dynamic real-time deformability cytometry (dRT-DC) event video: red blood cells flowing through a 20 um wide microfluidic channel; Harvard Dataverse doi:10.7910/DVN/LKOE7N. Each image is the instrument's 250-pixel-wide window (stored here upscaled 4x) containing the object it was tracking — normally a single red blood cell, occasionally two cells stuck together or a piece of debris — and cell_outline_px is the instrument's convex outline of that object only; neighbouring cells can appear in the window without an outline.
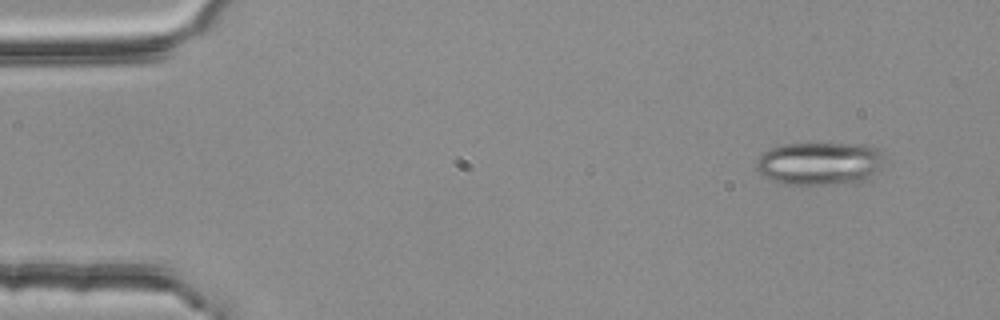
{"species": "common noctule bat (a hibernating species)", "species_latin": "Nyctalus noctula", "temperature_condition": "room temperature", "stored_images_in_passage": 3, "camera_frame_rate_fps": 3000, "um_per_image_px": 0.085, "animal": {"sex": "female", "body_mass_g": 25.1}, "frame": {"image": 1, "passage_image": 1, "time_ms": 0.0, "image_size_px": [1000, 320], "cell_outline_px": [[884, 156], [880, 168], [872, 180], [844, 184], [784, 184], [772, 180], [764, 176], [756, 168], [756, 160], [764, 152], [780, 144], [872, 144]], "centroid_in_image_um": [69.73, 13.9], "position_along_channel_um": 15.3, "area_um2": 32.48}}